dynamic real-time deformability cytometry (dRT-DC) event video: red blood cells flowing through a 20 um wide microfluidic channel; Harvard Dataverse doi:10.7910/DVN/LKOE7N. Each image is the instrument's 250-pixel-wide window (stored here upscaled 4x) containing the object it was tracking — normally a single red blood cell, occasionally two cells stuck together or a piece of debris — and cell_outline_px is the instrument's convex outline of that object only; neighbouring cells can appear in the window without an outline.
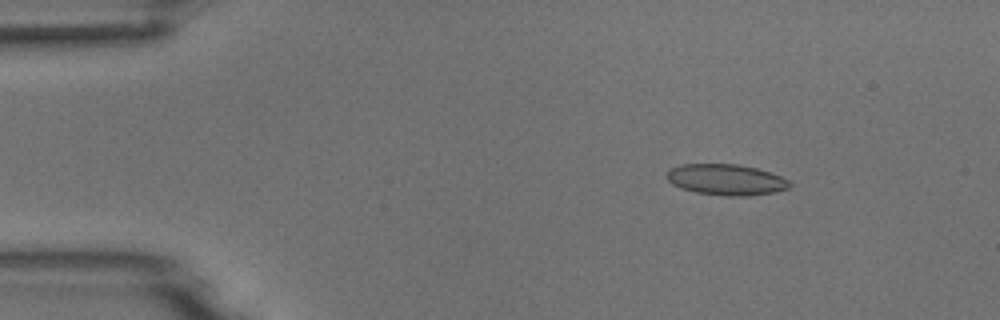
{"species": "common noctule bat (a hibernating species)", "species_latin": "Nyctalus noctula", "temperature_condition": "room temperature", "stored_images_in_passage": 4, "camera_frame_rate_fps": 3000, "um_per_image_px": 0.085, "animal": {"sex": "male", "body_mass_g": 18.8}, "frame": {"image": 1, "passage_image": 1, "time_ms": 0.0, "image_size_px": [1000, 320], "cell_outline_px": [[792, 184], [788, 188], [772, 192], [748, 196], [724, 196], [696, 192], [680, 188], [672, 184], [664, 176], [672, 168], [680, 164], [740, 164], [756, 168], [780, 176], [788, 180]], "centroid_in_image_um": [61.69, 15.27], "position_along_channel_um": 23.3, "area_um2": 22.14}}